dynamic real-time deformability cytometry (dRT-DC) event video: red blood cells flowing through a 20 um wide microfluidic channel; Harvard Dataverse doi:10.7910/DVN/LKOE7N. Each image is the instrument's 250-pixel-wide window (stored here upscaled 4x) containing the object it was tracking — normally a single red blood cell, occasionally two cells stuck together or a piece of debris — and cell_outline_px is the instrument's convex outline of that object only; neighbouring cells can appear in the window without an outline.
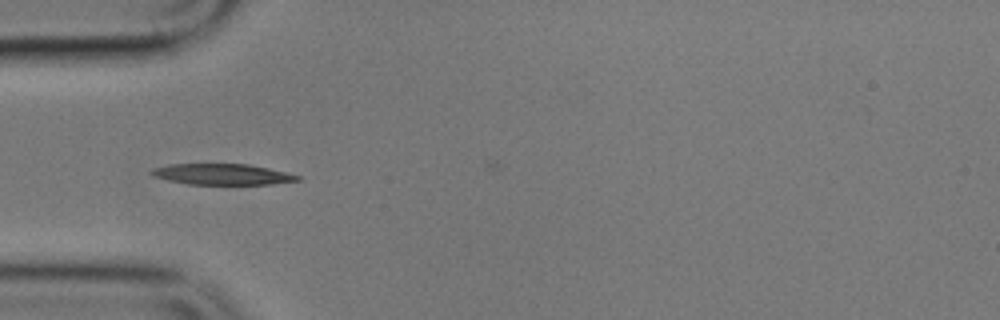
{"species": "common noctule bat (a hibernating species)", "species_latin": "Nyctalus noctula", "temperature_condition": "cold", "stored_images_in_passage": 7, "camera_frame_rate_fps": 3000, "um_per_image_px": 0.085, "animal": {"sex": "male", "body_mass_g": 17.9}, "frame": {"image": 1, "passage_image": 6, "time_ms": 6.0, "image_size_px": [1000, 320], "cell_outline_px": [[300, 180], [272, 184], [188, 184], [168, 180], [152, 176], [148, 172], [152, 168], [168, 164], [248, 164], [268, 168], [300, 176]], "centroid_in_image_um": [18.83, 14.81], "position_along_channel_um": 66.2, "area_um2": 17.74}}
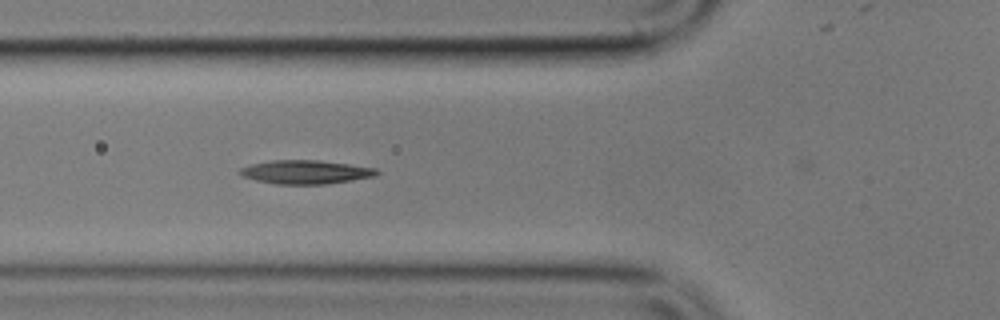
{"frame": {"image": 2, "passage_image": 7, "time_ms": 7.0, "image_size_px": [1000, 320], "cell_outline_px": [[380, 172], [376, 176], [352, 180], [324, 184], [276, 184], [256, 180], [244, 176], [236, 172], [240, 168], [252, 164], [272, 160], [320, 160], [376, 168]], "centroid_in_image_um": [25.98, 14.62], "position_along_channel_um": 99.8, "area_um2": 18.84}}